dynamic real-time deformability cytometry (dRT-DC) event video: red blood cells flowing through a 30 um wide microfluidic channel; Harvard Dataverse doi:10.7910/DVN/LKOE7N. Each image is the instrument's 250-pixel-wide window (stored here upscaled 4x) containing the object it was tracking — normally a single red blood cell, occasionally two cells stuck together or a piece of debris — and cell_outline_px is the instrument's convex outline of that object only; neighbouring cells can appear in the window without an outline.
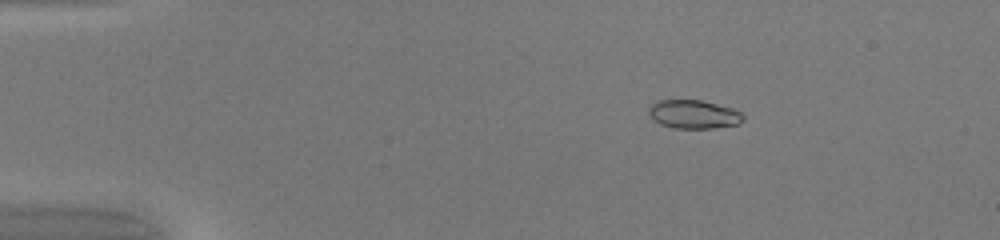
{"species": "common noctule bat (a hibernating species)", "species_latin": "Nyctalus noctula", "temperature_condition": "warm", "stored_images_in_passage": 49, "camera_frame_rate_fps": 3000, "um_per_image_px": 0.085, "animal": {"sex": "female", "body_mass_g": 20.0, "forearm_length_mm": 54.0}, "frame": {"image": 1, "passage_image": 8, "time_ms": 2.333, "image_size_px": [1000, 240], "cell_outline_px": [[744, 120], [740, 124], [712, 128], [672, 128], [660, 124], [652, 120], [648, 112], [648, 108], [656, 100], [700, 100], [732, 108], [740, 112], [744, 116]], "centroid_in_image_um": [58.94, 9.72], "position_along_channel_um": 26.1, "area_um2": 15.84}}
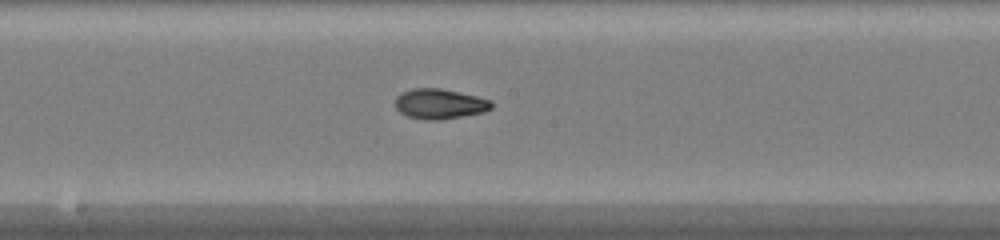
{"frame": {"image": 2, "passage_image": 27, "time_ms": 8.667, "image_size_px": [1000, 240], "cell_outline_px": [[492, 108], [484, 112], [440, 120], [424, 120], [408, 116], [400, 112], [396, 108], [396, 96], [400, 92], [412, 88], [440, 88], [476, 96], [492, 100]], "centroid_in_image_um": [37.36, 8.82], "position_along_channel_um": 210.8, "area_um2": 16.94}}
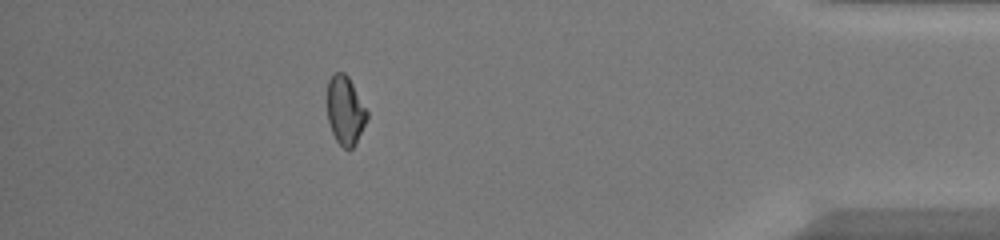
{"frame": {"image": 3, "passage_image": 44, "time_ms": 14.333, "image_size_px": [1000, 240], "cell_outline_px": [[368, 116], [356, 144], [352, 148], [344, 148], [336, 140], [332, 132], [328, 120], [328, 80], [336, 72], [344, 72], [348, 76], [368, 112]], "centroid_in_image_um": [29.35, 9.39], "position_along_channel_um": 405.9, "area_um2": 15.66}, "authors_computed_cell_mechanics": {"area_um2": 16.4152, "velocity_mm_per_s": 4.2183, "shape_relaxation_time_tau1_ms": 6.7548, "shape_relaxation_time_tau2_ms": 0.5979, "deformation_change_tau1": 0.183, "deformation_change_tau2": 0.0427}}